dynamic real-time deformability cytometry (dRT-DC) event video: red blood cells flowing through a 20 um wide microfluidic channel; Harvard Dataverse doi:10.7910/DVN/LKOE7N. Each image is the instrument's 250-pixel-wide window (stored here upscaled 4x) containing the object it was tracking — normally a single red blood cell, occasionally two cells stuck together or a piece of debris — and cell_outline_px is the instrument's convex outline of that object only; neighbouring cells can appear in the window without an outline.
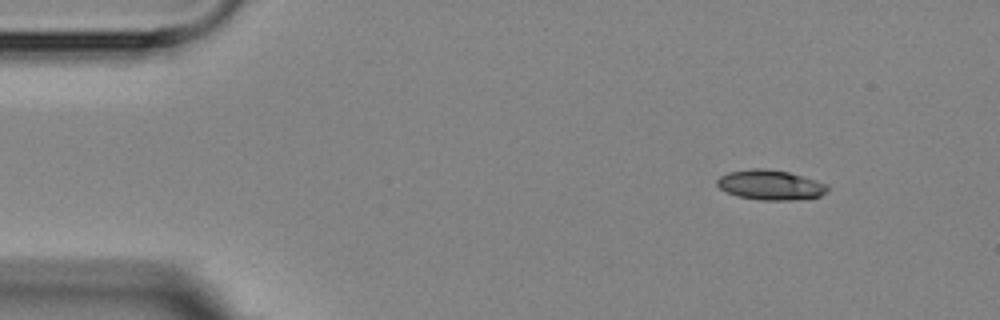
{"species": "Egyptian fruit bat (a non-hibernating species)", "species_latin": "Rousettus aegyptiacus", "temperature_condition": "room temperature", "stored_images_in_passage": 3, "camera_frame_rate_fps": 3000, "um_per_image_px": 0.085, "animal": {"sex": "female"}, "frame": {"image": 1, "passage_image": 1, "time_ms": 0.0, "image_size_px": [1000, 320], "cell_outline_px": [[828, 192], [820, 196], [792, 200], [760, 200], [736, 196], [720, 188], [716, 184], [716, 180], [720, 176], [728, 172], [752, 168], [764, 168], [788, 172], [816, 180], [828, 184]], "centroid_in_image_um": [65.48, 15.72], "position_along_channel_um": 19.5, "area_um2": 19.31}}